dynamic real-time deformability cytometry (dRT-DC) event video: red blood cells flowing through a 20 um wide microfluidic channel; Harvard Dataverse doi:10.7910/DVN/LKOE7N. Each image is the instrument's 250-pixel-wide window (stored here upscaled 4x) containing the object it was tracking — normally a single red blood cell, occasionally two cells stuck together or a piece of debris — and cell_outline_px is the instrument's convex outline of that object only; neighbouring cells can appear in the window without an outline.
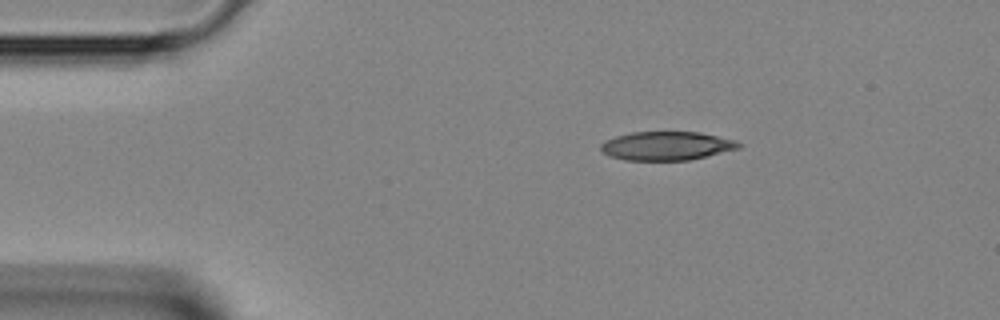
{"species": "Egyptian fruit bat (a non-hibernating species)", "species_latin": "Rousettus aegyptiacus", "temperature_condition": "room temperature", "stored_images_in_passage": 36, "camera_frame_rate_fps": 3000, "um_per_image_px": 0.085, "animal": {"sex": "female"}, "frame": {"image": 1, "passage_image": 1, "time_ms": 0.0, "image_size_px": [1000, 320], "cell_outline_px": [[744, 144], [740, 148], [688, 160], [624, 160], [608, 156], [600, 148], [600, 144], [616, 136], [632, 132], [700, 132], [736, 140]], "centroid_in_image_um": [56.68, 12.4], "position_along_channel_um": 28.3, "area_um2": 23.0}}
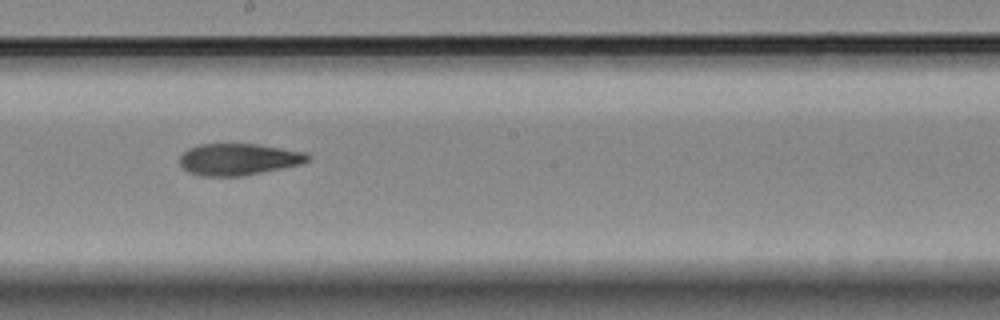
{"frame": {"image": 2, "passage_image": 17, "time_ms": 5.333, "image_size_px": [1000, 320], "cell_outline_px": [[312, 156], [308, 160], [300, 164], [244, 176], [200, 176], [188, 172], [180, 164], [180, 156], [188, 148], [200, 144], [256, 144], [308, 152]], "centroid_in_image_um": [20.28, 13.54], "position_along_channel_um": 227.9, "area_um2": 23.7}}
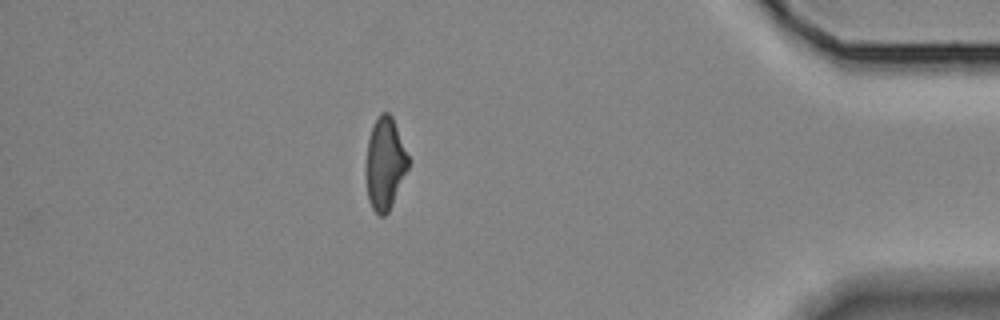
{"frame": {"image": 3, "passage_image": 31, "time_ms": 10.0, "image_size_px": [1000, 320], "cell_outline_px": [[408, 168], [392, 204], [388, 212], [384, 216], [380, 216], [372, 208], [368, 200], [368, 140], [372, 128], [380, 112], [388, 112], [392, 116], [408, 156]], "centroid_in_image_um": [32.75, 13.9], "position_along_channel_um": 402.5, "area_um2": 21.79}}